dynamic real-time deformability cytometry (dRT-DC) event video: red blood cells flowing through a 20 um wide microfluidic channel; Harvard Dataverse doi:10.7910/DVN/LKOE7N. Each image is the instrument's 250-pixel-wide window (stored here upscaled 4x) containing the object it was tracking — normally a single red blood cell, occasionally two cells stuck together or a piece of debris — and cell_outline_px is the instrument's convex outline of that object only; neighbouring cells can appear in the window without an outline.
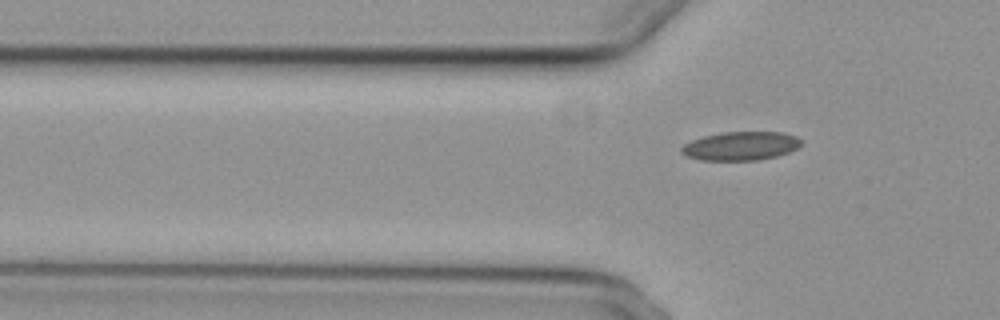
{"species": "common noctule bat (a hibernating species)", "species_latin": "Nyctalus noctula", "temperature_condition": "cold", "stored_images_in_passage": 8, "camera_frame_rate_fps": 3000, "um_per_image_px": 0.085, "animal": {"sex": "female", "body_mass_g": 29.2, "forearm_length_mm": 56.3}, "frame": {"image": 1, "passage_image": 8, "time_ms": 9.0, "image_size_px": [1000, 320], "cell_outline_px": [[800, 144], [796, 148], [788, 152], [776, 156], [760, 160], [700, 160], [684, 156], [680, 152], [680, 148], [684, 144], [692, 140], [704, 136], [720, 132], [784, 132], [796, 136], [800, 140]], "centroid_in_image_um": [62.91, 12.41], "position_along_channel_um": 62.9, "area_um2": 20.06}}